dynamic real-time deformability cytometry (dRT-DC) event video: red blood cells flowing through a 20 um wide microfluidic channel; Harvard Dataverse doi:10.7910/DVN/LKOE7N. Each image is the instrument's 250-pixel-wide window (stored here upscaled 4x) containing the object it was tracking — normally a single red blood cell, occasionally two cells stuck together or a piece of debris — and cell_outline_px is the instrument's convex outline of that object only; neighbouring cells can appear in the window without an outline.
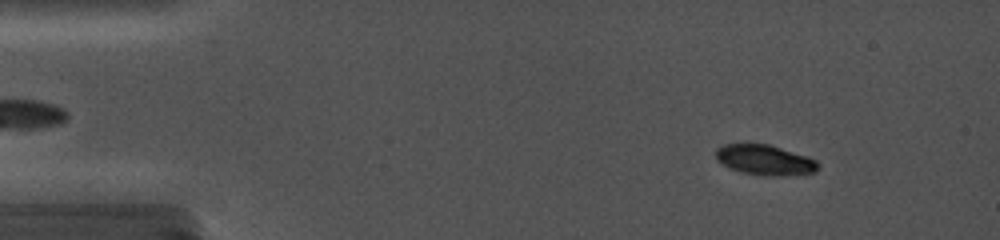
{"species": "common noctule bat (a hibernating species)", "species_latin": "Nyctalus noctula", "temperature_condition": "cold", "stored_images_in_passage": 48, "camera_frame_rate_fps": 5000, "um_per_image_px": 0.085, "animal": {"sex": "female", "body_mass_g": 19.0, "forearm_length_mm": 56.7}, "frame": {"image": 1, "passage_image": 6, "time_ms": 1.8, "image_size_px": [1000, 240], "cell_outline_px": [[820, 168], [816, 172], [780, 176], [760, 176], [740, 172], [728, 168], [716, 160], [716, 148], [724, 144], [744, 140], [768, 144], [808, 156], [816, 160], [820, 164]], "centroid_in_image_um": [64.96, 13.56], "position_along_channel_um": 20.0, "area_um2": 18.96}}
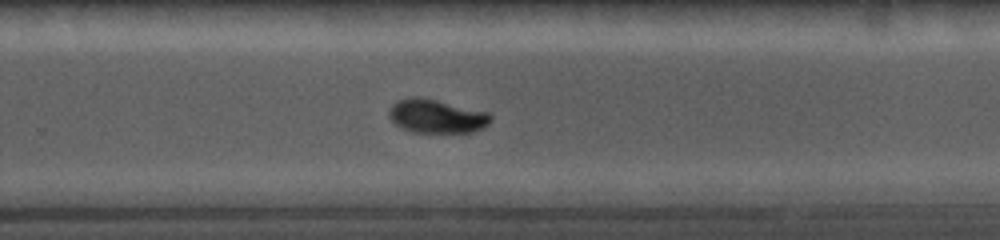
{"frame": {"image": 2, "passage_image": 33, "time_ms": 11.4, "image_size_px": [1000, 240], "cell_outline_px": [[492, 120], [488, 124], [472, 132], [412, 132], [396, 124], [388, 116], [388, 112], [392, 104], [408, 96], [420, 96], [488, 112], [492, 116]], "centroid_in_image_um": [37.1, 9.86], "position_along_channel_um": 292.7, "area_um2": 19.88}}
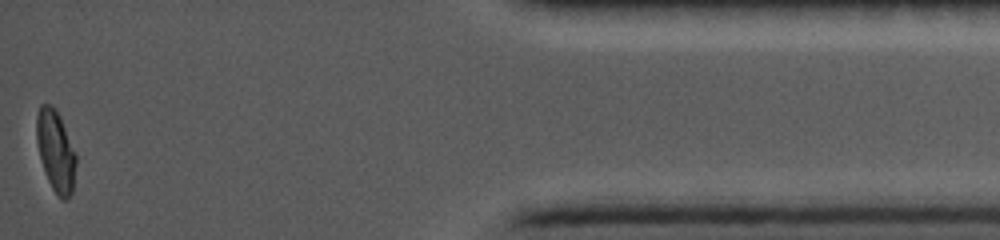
{"frame": {"image": 3, "passage_image": 48, "time_ms": 16.4, "image_size_px": [1000, 240], "cell_outline_px": [[76, 164], [72, 192], [64, 200], [52, 188], [48, 180], [40, 156], [36, 140], [36, 116], [40, 104], [52, 104], [56, 108], [60, 116], [76, 152]], "centroid_in_image_um": [4.73, 12.75], "position_along_channel_um": 430.5, "area_um2": 18.61}}